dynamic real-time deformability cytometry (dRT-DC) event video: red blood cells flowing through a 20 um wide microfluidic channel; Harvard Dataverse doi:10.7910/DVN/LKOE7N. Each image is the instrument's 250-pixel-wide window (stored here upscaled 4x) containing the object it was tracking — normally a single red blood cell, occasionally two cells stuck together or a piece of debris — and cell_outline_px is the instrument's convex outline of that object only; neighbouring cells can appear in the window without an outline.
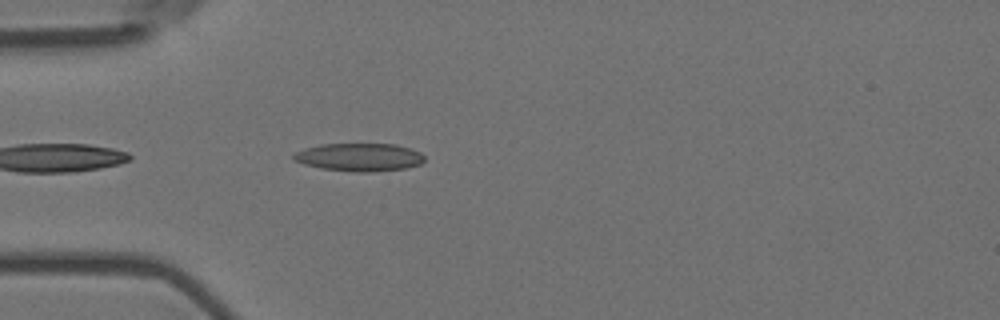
{"species": "Egyptian fruit bat (a non-hibernating species)", "species_latin": "Rousettus aegyptiacus", "temperature_condition": "room temperature", "stored_images_in_passage": 8, "camera_frame_rate_fps": 3000, "um_per_image_px": 0.085, "animal": {"sex": "female"}, "frame": {"image": 1, "passage_image": 3, "time_ms": 0.667, "image_size_px": [1000, 320], "cell_outline_px": [[424, 160], [420, 164], [404, 168], [372, 172], [352, 172], [320, 168], [304, 164], [292, 160], [292, 156], [296, 152], [304, 148], [320, 144], [396, 144], [412, 148], [420, 152], [424, 156]], "centroid_in_image_um": [30.53, 13.36], "position_along_channel_um": 54.5, "area_um2": 21.5}}
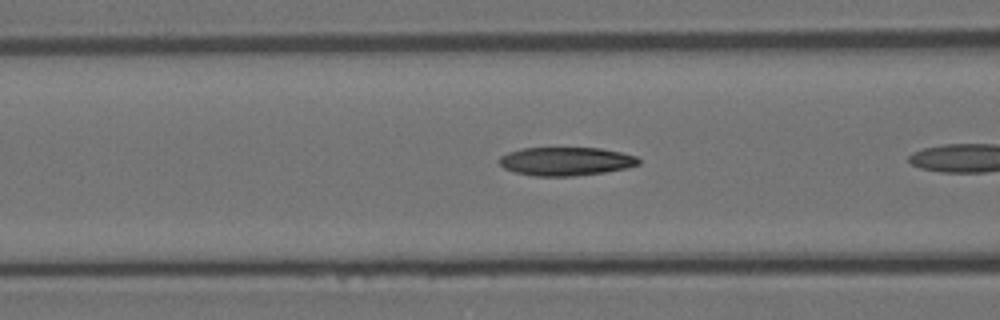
{"frame": {"image": 2, "passage_image": 6, "time_ms": 1.667, "image_size_px": [1000, 320], "cell_outline_px": [[640, 164], [624, 168], [604, 172], [572, 176], [536, 176], [516, 172], [504, 168], [496, 160], [500, 156], [508, 152], [520, 148], [600, 148], [620, 152], [636, 156], [640, 160]], "centroid_in_image_um": [48.06, 13.7], "position_along_channel_um": 118.5, "area_um2": 23.06}}